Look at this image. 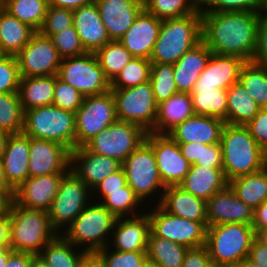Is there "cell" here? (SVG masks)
<instances>
[{
	"label": "cell",
	"mask_w": 267,
	"mask_h": 267,
	"mask_svg": "<svg viewBox=\"0 0 267 267\" xmlns=\"http://www.w3.org/2000/svg\"><path fill=\"white\" fill-rule=\"evenodd\" d=\"M202 41L213 54L237 56L252 61L256 48L257 27L262 13L201 12Z\"/></svg>",
	"instance_id": "obj_1"
},
{
	"label": "cell",
	"mask_w": 267,
	"mask_h": 267,
	"mask_svg": "<svg viewBox=\"0 0 267 267\" xmlns=\"http://www.w3.org/2000/svg\"><path fill=\"white\" fill-rule=\"evenodd\" d=\"M202 41V13L162 20L159 36L154 44L152 64H175L186 52Z\"/></svg>",
	"instance_id": "obj_2"
},
{
	"label": "cell",
	"mask_w": 267,
	"mask_h": 267,
	"mask_svg": "<svg viewBox=\"0 0 267 267\" xmlns=\"http://www.w3.org/2000/svg\"><path fill=\"white\" fill-rule=\"evenodd\" d=\"M10 248L16 252L39 255L58 232L51 226L48 211L30 209L14 200L9 209Z\"/></svg>",
	"instance_id": "obj_3"
},
{
	"label": "cell",
	"mask_w": 267,
	"mask_h": 267,
	"mask_svg": "<svg viewBox=\"0 0 267 267\" xmlns=\"http://www.w3.org/2000/svg\"><path fill=\"white\" fill-rule=\"evenodd\" d=\"M220 144L223 171L228 182L263 169L265 152L246 126L225 124Z\"/></svg>",
	"instance_id": "obj_4"
},
{
	"label": "cell",
	"mask_w": 267,
	"mask_h": 267,
	"mask_svg": "<svg viewBox=\"0 0 267 267\" xmlns=\"http://www.w3.org/2000/svg\"><path fill=\"white\" fill-rule=\"evenodd\" d=\"M116 219L101 203L92 201L61 234L87 253L98 252L109 246Z\"/></svg>",
	"instance_id": "obj_5"
},
{
	"label": "cell",
	"mask_w": 267,
	"mask_h": 267,
	"mask_svg": "<svg viewBox=\"0 0 267 267\" xmlns=\"http://www.w3.org/2000/svg\"><path fill=\"white\" fill-rule=\"evenodd\" d=\"M254 239L252 225L218 224L207 226L205 247L216 267H230L249 256Z\"/></svg>",
	"instance_id": "obj_6"
},
{
	"label": "cell",
	"mask_w": 267,
	"mask_h": 267,
	"mask_svg": "<svg viewBox=\"0 0 267 267\" xmlns=\"http://www.w3.org/2000/svg\"><path fill=\"white\" fill-rule=\"evenodd\" d=\"M75 113L51 105L36 107L25 111L22 133L26 136L52 140L75 148Z\"/></svg>",
	"instance_id": "obj_7"
},
{
	"label": "cell",
	"mask_w": 267,
	"mask_h": 267,
	"mask_svg": "<svg viewBox=\"0 0 267 267\" xmlns=\"http://www.w3.org/2000/svg\"><path fill=\"white\" fill-rule=\"evenodd\" d=\"M122 168L126 175L127 184L144 205L146 198L152 202L150 198H154L156 194V198L158 196L159 198L155 201L160 204L166 187L159 176L153 149L145 140L122 162Z\"/></svg>",
	"instance_id": "obj_8"
},
{
	"label": "cell",
	"mask_w": 267,
	"mask_h": 267,
	"mask_svg": "<svg viewBox=\"0 0 267 267\" xmlns=\"http://www.w3.org/2000/svg\"><path fill=\"white\" fill-rule=\"evenodd\" d=\"M91 192L92 190L72 169L63 176L58 193L48 210L51 226L58 234L63 233L75 218L92 202Z\"/></svg>",
	"instance_id": "obj_9"
},
{
	"label": "cell",
	"mask_w": 267,
	"mask_h": 267,
	"mask_svg": "<svg viewBox=\"0 0 267 267\" xmlns=\"http://www.w3.org/2000/svg\"><path fill=\"white\" fill-rule=\"evenodd\" d=\"M117 118L140 125L146 132L155 127L158 104L149 81L135 87L111 89Z\"/></svg>",
	"instance_id": "obj_10"
},
{
	"label": "cell",
	"mask_w": 267,
	"mask_h": 267,
	"mask_svg": "<svg viewBox=\"0 0 267 267\" xmlns=\"http://www.w3.org/2000/svg\"><path fill=\"white\" fill-rule=\"evenodd\" d=\"M57 76L84 97L111 90V83L100 67L95 53L86 52L79 56L63 58Z\"/></svg>",
	"instance_id": "obj_11"
},
{
	"label": "cell",
	"mask_w": 267,
	"mask_h": 267,
	"mask_svg": "<svg viewBox=\"0 0 267 267\" xmlns=\"http://www.w3.org/2000/svg\"><path fill=\"white\" fill-rule=\"evenodd\" d=\"M154 206V208H153ZM144 207L150 218V231L157 237L171 240L188 249L205 246L207 227L202 222L171 215L159 204ZM146 209V210H145Z\"/></svg>",
	"instance_id": "obj_12"
},
{
	"label": "cell",
	"mask_w": 267,
	"mask_h": 267,
	"mask_svg": "<svg viewBox=\"0 0 267 267\" xmlns=\"http://www.w3.org/2000/svg\"><path fill=\"white\" fill-rule=\"evenodd\" d=\"M115 101L111 90L86 96L75 112V147L85 146L104 128L117 121Z\"/></svg>",
	"instance_id": "obj_13"
},
{
	"label": "cell",
	"mask_w": 267,
	"mask_h": 267,
	"mask_svg": "<svg viewBox=\"0 0 267 267\" xmlns=\"http://www.w3.org/2000/svg\"><path fill=\"white\" fill-rule=\"evenodd\" d=\"M147 132L138 124L117 120L104 128L85 147L121 163L145 140Z\"/></svg>",
	"instance_id": "obj_14"
},
{
	"label": "cell",
	"mask_w": 267,
	"mask_h": 267,
	"mask_svg": "<svg viewBox=\"0 0 267 267\" xmlns=\"http://www.w3.org/2000/svg\"><path fill=\"white\" fill-rule=\"evenodd\" d=\"M20 77L57 75L62 58L50 37L35 32L16 55Z\"/></svg>",
	"instance_id": "obj_15"
},
{
	"label": "cell",
	"mask_w": 267,
	"mask_h": 267,
	"mask_svg": "<svg viewBox=\"0 0 267 267\" xmlns=\"http://www.w3.org/2000/svg\"><path fill=\"white\" fill-rule=\"evenodd\" d=\"M145 141L153 149L158 173L164 186H178L191 167L182 155L178 143L168 134L153 132H147Z\"/></svg>",
	"instance_id": "obj_16"
},
{
	"label": "cell",
	"mask_w": 267,
	"mask_h": 267,
	"mask_svg": "<svg viewBox=\"0 0 267 267\" xmlns=\"http://www.w3.org/2000/svg\"><path fill=\"white\" fill-rule=\"evenodd\" d=\"M71 151L59 142L30 137L29 177L67 173Z\"/></svg>",
	"instance_id": "obj_17"
},
{
	"label": "cell",
	"mask_w": 267,
	"mask_h": 267,
	"mask_svg": "<svg viewBox=\"0 0 267 267\" xmlns=\"http://www.w3.org/2000/svg\"><path fill=\"white\" fill-rule=\"evenodd\" d=\"M253 218L254 209L240 200L229 185L206 202L208 226L226 223L252 225Z\"/></svg>",
	"instance_id": "obj_18"
},
{
	"label": "cell",
	"mask_w": 267,
	"mask_h": 267,
	"mask_svg": "<svg viewBox=\"0 0 267 267\" xmlns=\"http://www.w3.org/2000/svg\"><path fill=\"white\" fill-rule=\"evenodd\" d=\"M110 40L119 41L144 9L140 0H94Z\"/></svg>",
	"instance_id": "obj_19"
},
{
	"label": "cell",
	"mask_w": 267,
	"mask_h": 267,
	"mask_svg": "<svg viewBox=\"0 0 267 267\" xmlns=\"http://www.w3.org/2000/svg\"><path fill=\"white\" fill-rule=\"evenodd\" d=\"M121 167L120 161L91 152L85 146L71 151L70 168L91 190Z\"/></svg>",
	"instance_id": "obj_20"
},
{
	"label": "cell",
	"mask_w": 267,
	"mask_h": 267,
	"mask_svg": "<svg viewBox=\"0 0 267 267\" xmlns=\"http://www.w3.org/2000/svg\"><path fill=\"white\" fill-rule=\"evenodd\" d=\"M245 62L237 56L212 53L193 90L229 89L238 83Z\"/></svg>",
	"instance_id": "obj_21"
},
{
	"label": "cell",
	"mask_w": 267,
	"mask_h": 267,
	"mask_svg": "<svg viewBox=\"0 0 267 267\" xmlns=\"http://www.w3.org/2000/svg\"><path fill=\"white\" fill-rule=\"evenodd\" d=\"M65 174L54 173L40 177H29L15 189L13 200L25 208L48 211Z\"/></svg>",
	"instance_id": "obj_22"
},
{
	"label": "cell",
	"mask_w": 267,
	"mask_h": 267,
	"mask_svg": "<svg viewBox=\"0 0 267 267\" xmlns=\"http://www.w3.org/2000/svg\"><path fill=\"white\" fill-rule=\"evenodd\" d=\"M150 233L148 213L116 219L109 247L120 252L146 251ZM111 245V246H110Z\"/></svg>",
	"instance_id": "obj_23"
},
{
	"label": "cell",
	"mask_w": 267,
	"mask_h": 267,
	"mask_svg": "<svg viewBox=\"0 0 267 267\" xmlns=\"http://www.w3.org/2000/svg\"><path fill=\"white\" fill-rule=\"evenodd\" d=\"M162 20L143 9L119 42L135 58L150 59Z\"/></svg>",
	"instance_id": "obj_24"
},
{
	"label": "cell",
	"mask_w": 267,
	"mask_h": 267,
	"mask_svg": "<svg viewBox=\"0 0 267 267\" xmlns=\"http://www.w3.org/2000/svg\"><path fill=\"white\" fill-rule=\"evenodd\" d=\"M225 121L222 119L193 115L176 125L167 134L176 143L200 142L206 145L220 143Z\"/></svg>",
	"instance_id": "obj_25"
},
{
	"label": "cell",
	"mask_w": 267,
	"mask_h": 267,
	"mask_svg": "<svg viewBox=\"0 0 267 267\" xmlns=\"http://www.w3.org/2000/svg\"><path fill=\"white\" fill-rule=\"evenodd\" d=\"M73 26L86 52L95 53L111 41L95 2L73 10Z\"/></svg>",
	"instance_id": "obj_26"
},
{
	"label": "cell",
	"mask_w": 267,
	"mask_h": 267,
	"mask_svg": "<svg viewBox=\"0 0 267 267\" xmlns=\"http://www.w3.org/2000/svg\"><path fill=\"white\" fill-rule=\"evenodd\" d=\"M29 149V136L23 133L10 134L0 160L6 178L14 189L29 178Z\"/></svg>",
	"instance_id": "obj_27"
},
{
	"label": "cell",
	"mask_w": 267,
	"mask_h": 267,
	"mask_svg": "<svg viewBox=\"0 0 267 267\" xmlns=\"http://www.w3.org/2000/svg\"><path fill=\"white\" fill-rule=\"evenodd\" d=\"M211 54L212 52L207 45L201 41L173 64L174 79L178 93H192Z\"/></svg>",
	"instance_id": "obj_28"
},
{
	"label": "cell",
	"mask_w": 267,
	"mask_h": 267,
	"mask_svg": "<svg viewBox=\"0 0 267 267\" xmlns=\"http://www.w3.org/2000/svg\"><path fill=\"white\" fill-rule=\"evenodd\" d=\"M228 185L229 182L223 169L193 164L178 186L207 202L215 193L225 189Z\"/></svg>",
	"instance_id": "obj_29"
},
{
	"label": "cell",
	"mask_w": 267,
	"mask_h": 267,
	"mask_svg": "<svg viewBox=\"0 0 267 267\" xmlns=\"http://www.w3.org/2000/svg\"><path fill=\"white\" fill-rule=\"evenodd\" d=\"M171 215L202 222L206 227V201L197 198L179 186H168L159 204Z\"/></svg>",
	"instance_id": "obj_30"
},
{
	"label": "cell",
	"mask_w": 267,
	"mask_h": 267,
	"mask_svg": "<svg viewBox=\"0 0 267 267\" xmlns=\"http://www.w3.org/2000/svg\"><path fill=\"white\" fill-rule=\"evenodd\" d=\"M193 115L195 112L190 94H174L158 105L155 127L150 132L167 134L176 125Z\"/></svg>",
	"instance_id": "obj_31"
},
{
	"label": "cell",
	"mask_w": 267,
	"mask_h": 267,
	"mask_svg": "<svg viewBox=\"0 0 267 267\" xmlns=\"http://www.w3.org/2000/svg\"><path fill=\"white\" fill-rule=\"evenodd\" d=\"M35 31L0 6V54L16 56Z\"/></svg>",
	"instance_id": "obj_32"
},
{
	"label": "cell",
	"mask_w": 267,
	"mask_h": 267,
	"mask_svg": "<svg viewBox=\"0 0 267 267\" xmlns=\"http://www.w3.org/2000/svg\"><path fill=\"white\" fill-rule=\"evenodd\" d=\"M55 75L20 78L18 95L26 110L51 105L54 98Z\"/></svg>",
	"instance_id": "obj_33"
},
{
	"label": "cell",
	"mask_w": 267,
	"mask_h": 267,
	"mask_svg": "<svg viewBox=\"0 0 267 267\" xmlns=\"http://www.w3.org/2000/svg\"><path fill=\"white\" fill-rule=\"evenodd\" d=\"M261 107L238 82L227 89V124H248Z\"/></svg>",
	"instance_id": "obj_34"
},
{
	"label": "cell",
	"mask_w": 267,
	"mask_h": 267,
	"mask_svg": "<svg viewBox=\"0 0 267 267\" xmlns=\"http://www.w3.org/2000/svg\"><path fill=\"white\" fill-rule=\"evenodd\" d=\"M76 248L62 234H58L41 250L39 256L48 267H78L87 252Z\"/></svg>",
	"instance_id": "obj_35"
},
{
	"label": "cell",
	"mask_w": 267,
	"mask_h": 267,
	"mask_svg": "<svg viewBox=\"0 0 267 267\" xmlns=\"http://www.w3.org/2000/svg\"><path fill=\"white\" fill-rule=\"evenodd\" d=\"M237 197L253 209L267 200V175L264 170L229 181Z\"/></svg>",
	"instance_id": "obj_36"
},
{
	"label": "cell",
	"mask_w": 267,
	"mask_h": 267,
	"mask_svg": "<svg viewBox=\"0 0 267 267\" xmlns=\"http://www.w3.org/2000/svg\"><path fill=\"white\" fill-rule=\"evenodd\" d=\"M188 248L171 240L157 237L151 231L148 235L146 254L160 267H182Z\"/></svg>",
	"instance_id": "obj_37"
},
{
	"label": "cell",
	"mask_w": 267,
	"mask_h": 267,
	"mask_svg": "<svg viewBox=\"0 0 267 267\" xmlns=\"http://www.w3.org/2000/svg\"><path fill=\"white\" fill-rule=\"evenodd\" d=\"M195 115L212 116L227 124V90H193L190 94Z\"/></svg>",
	"instance_id": "obj_38"
},
{
	"label": "cell",
	"mask_w": 267,
	"mask_h": 267,
	"mask_svg": "<svg viewBox=\"0 0 267 267\" xmlns=\"http://www.w3.org/2000/svg\"><path fill=\"white\" fill-rule=\"evenodd\" d=\"M2 7L19 21L38 32L46 16L48 0H6Z\"/></svg>",
	"instance_id": "obj_39"
},
{
	"label": "cell",
	"mask_w": 267,
	"mask_h": 267,
	"mask_svg": "<svg viewBox=\"0 0 267 267\" xmlns=\"http://www.w3.org/2000/svg\"><path fill=\"white\" fill-rule=\"evenodd\" d=\"M238 82L261 108H267V67L246 61Z\"/></svg>",
	"instance_id": "obj_40"
},
{
	"label": "cell",
	"mask_w": 267,
	"mask_h": 267,
	"mask_svg": "<svg viewBox=\"0 0 267 267\" xmlns=\"http://www.w3.org/2000/svg\"><path fill=\"white\" fill-rule=\"evenodd\" d=\"M95 55L110 83L134 58L119 41L113 40L98 49Z\"/></svg>",
	"instance_id": "obj_41"
},
{
	"label": "cell",
	"mask_w": 267,
	"mask_h": 267,
	"mask_svg": "<svg viewBox=\"0 0 267 267\" xmlns=\"http://www.w3.org/2000/svg\"><path fill=\"white\" fill-rule=\"evenodd\" d=\"M144 9L157 19L179 18L195 13L200 0H145Z\"/></svg>",
	"instance_id": "obj_42"
},
{
	"label": "cell",
	"mask_w": 267,
	"mask_h": 267,
	"mask_svg": "<svg viewBox=\"0 0 267 267\" xmlns=\"http://www.w3.org/2000/svg\"><path fill=\"white\" fill-rule=\"evenodd\" d=\"M116 218L134 217L141 215L143 203L136 196L134 190L127 184L116 192H108V196L101 202ZM142 204V205H141Z\"/></svg>",
	"instance_id": "obj_43"
},
{
	"label": "cell",
	"mask_w": 267,
	"mask_h": 267,
	"mask_svg": "<svg viewBox=\"0 0 267 267\" xmlns=\"http://www.w3.org/2000/svg\"><path fill=\"white\" fill-rule=\"evenodd\" d=\"M24 114L18 93H0V129L10 134L22 133Z\"/></svg>",
	"instance_id": "obj_44"
},
{
	"label": "cell",
	"mask_w": 267,
	"mask_h": 267,
	"mask_svg": "<svg viewBox=\"0 0 267 267\" xmlns=\"http://www.w3.org/2000/svg\"><path fill=\"white\" fill-rule=\"evenodd\" d=\"M149 82L158 105L178 93L174 79L173 64H152Z\"/></svg>",
	"instance_id": "obj_45"
},
{
	"label": "cell",
	"mask_w": 267,
	"mask_h": 267,
	"mask_svg": "<svg viewBox=\"0 0 267 267\" xmlns=\"http://www.w3.org/2000/svg\"><path fill=\"white\" fill-rule=\"evenodd\" d=\"M150 60L133 58L111 82V89L135 87L150 80Z\"/></svg>",
	"instance_id": "obj_46"
},
{
	"label": "cell",
	"mask_w": 267,
	"mask_h": 267,
	"mask_svg": "<svg viewBox=\"0 0 267 267\" xmlns=\"http://www.w3.org/2000/svg\"><path fill=\"white\" fill-rule=\"evenodd\" d=\"M201 12L248 11L263 13V0H200Z\"/></svg>",
	"instance_id": "obj_47"
},
{
	"label": "cell",
	"mask_w": 267,
	"mask_h": 267,
	"mask_svg": "<svg viewBox=\"0 0 267 267\" xmlns=\"http://www.w3.org/2000/svg\"><path fill=\"white\" fill-rule=\"evenodd\" d=\"M73 25V11L64 8L48 6L43 24L39 33L46 37H51Z\"/></svg>",
	"instance_id": "obj_48"
},
{
	"label": "cell",
	"mask_w": 267,
	"mask_h": 267,
	"mask_svg": "<svg viewBox=\"0 0 267 267\" xmlns=\"http://www.w3.org/2000/svg\"><path fill=\"white\" fill-rule=\"evenodd\" d=\"M50 38L62 59L86 53L79 34L73 25L57 34H53Z\"/></svg>",
	"instance_id": "obj_49"
},
{
	"label": "cell",
	"mask_w": 267,
	"mask_h": 267,
	"mask_svg": "<svg viewBox=\"0 0 267 267\" xmlns=\"http://www.w3.org/2000/svg\"><path fill=\"white\" fill-rule=\"evenodd\" d=\"M84 96L74 87L55 75L53 105L63 110L76 112L81 106Z\"/></svg>",
	"instance_id": "obj_50"
},
{
	"label": "cell",
	"mask_w": 267,
	"mask_h": 267,
	"mask_svg": "<svg viewBox=\"0 0 267 267\" xmlns=\"http://www.w3.org/2000/svg\"><path fill=\"white\" fill-rule=\"evenodd\" d=\"M20 78L16 56L0 54V93H18Z\"/></svg>",
	"instance_id": "obj_51"
},
{
	"label": "cell",
	"mask_w": 267,
	"mask_h": 267,
	"mask_svg": "<svg viewBox=\"0 0 267 267\" xmlns=\"http://www.w3.org/2000/svg\"><path fill=\"white\" fill-rule=\"evenodd\" d=\"M97 253L105 262L106 267H141L147 257L146 251L120 252L110 249L109 246Z\"/></svg>",
	"instance_id": "obj_52"
},
{
	"label": "cell",
	"mask_w": 267,
	"mask_h": 267,
	"mask_svg": "<svg viewBox=\"0 0 267 267\" xmlns=\"http://www.w3.org/2000/svg\"><path fill=\"white\" fill-rule=\"evenodd\" d=\"M126 185V175L124 169L121 167L118 171L112 173L111 175H108L104 180H102L92 189L93 194L91 193V196L93 195L94 199L92 201H97V203H101L108 196V192L119 191L120 188ZM95 192L98 195V197L97 195H95V197L98 198L97 200L94 197Z\"/></svg>",
	"instance_id": "obj_53"
},
{
	"label": "cell",
	"mask_w": 267,
	"mask_h": 267,
	"mask_svg": "<svg viewBox=\"0 0 267 267\" xmlns=\"http://www.w3.org/2000/svg\"><path fill=\"white\" fill-rule=\"evenodd\" d=\"M245 126L261 149L267 152V108H261L257 115Z\"/></svg>",
	"instance_id": "obj_54"
},
{
	"label": "cell",
	"mask_w": 267,
	"mask_h": 267,
	"mask_svg": "<svg viewBox=\"0 0 267 267\" xmlns=\"http://www.w3.org/2000/svg\"><path fill=\"white\" fill-rule=\"evenodd\" d=\"M252 62L267 67V18L263 15L257 27L256 48Z\"/></svg>",
	"instance_id": "obj_55"
},
{
	"label": "cell",
	"mask_w": 267,
	"mask_h": 267,
	"mask_svg": "<svg viewBox=\"0 0 267 267\" xmlns=\"http://www.w3.org/2000/svg\"><path fill=\"white\" fill-rule=\"evenodd\" d=\"M182 267H216L205 246L188 249Z\"/></svg>",
	"instance_id": "obj_56"
},
{
	"label": "cell",
	"mask_w": 267,
	"mask_h": 267,
	"mask_svg": "<svg viewBox=\"0 0 267 267\" xmlns=\"http://www.w3.org/2000/svg\"><path fill=\"white\" fill-rule=\"evenodd\" d=\"M194 165H201L208 168L223 169L221 144H203L202 162H196Z\"/></svg>",
	"instance_id": "obj_57"
},
{
	"label": "cell",
	"mask_w": 267,
	"mask_h": 267,
	"mask_svg": "<svg viewBox=\"0 0 267 267\" xmlns=\"http://www.w3.org/2000/svg\"><path fill=\"white\" fill-rule=\"evenodd\" d=\"M182 155L191 164L196 162H202L203 154V143L189 142V143H178Z\"/></svg>",
	"instance_id": "obj_58"
},
{
	"label": "cell",
	"mask_w": 267,
	"mask_h": 267,
	"mask_svg": "<svg viewBox=\"0 0 267 267\" xmlns=\"http://www.w3.org/2000/svg\"><path fill=\"white\" fill-rule=\"evenodd\" d=\"M248 258L262 267H267V247L254 239Z\"/></svg>",
	"instance_id": "obj_59"
},
{
	"label": "cell",
	"mask_w": 267,
	"mask_h": 267,
	"mask_svg": "<svg viewBox=\"0 0 267 267\" xmlns=\"http://www.w3.org/2000/svg\"><path fill=\"white\" fill-rule=\"evenodd\" d=\"M35 255L24 252H16L10 248V257L5 267H30L31 259Z\"/></svg>",
	"instance_id": "obj_60"
},
{
	"label": "cell",
	"mask_w": 267,
	"mask_h": 267,
	"mask_svg": "<svg viewBox=\"0 0 267 267\" xmlns=\"http://www.w3.org/2000/svg\"><path fill=\"white\" fill-rule=\"evenodd\" d=\"M9 230V212H6L0 215V249L10 248Z\"/></svg>",
	"instance_id": "obj_61"
},
{
	"label": "cell",
	"mask_w": 267,
	"mask_h": 267,
	"mask_svg": "<svg viewBox=\"0 0 267 267\" xmlns=\"http://www.w3.org/2000/svg\"><path fill=\"white\" fill-rule=\"evenodd\" d=\"M252 227L254 230L267 227V200L254 209Z\"/></svg>",
	"instance_id": "obj_62"
},
{
	"label": "cell",
	"mask_w": 267,
	"mask_h": 267,
	"mask_svg": "<svg viewBox=\"0 0 267 267\" xmlns=\"http://www.w3.org/2000/svg\"><path fill=\"white\" fill-rule=\"evenodd\" d=\"M94 0H48V6L75 10L81 6L91 4Z\"/></svg>",
	"instance_id": "obj_63"
},
{
	"label": "cell",
	"mask_w": 267,
	"mask_h": 267,
	"mask_svg": "<svg viewBox=\"0 0 267 267\" xmlns=\"http://www.w3.org/2000/svg\"><path fill=\"white\" fill-rule=\"evenodd\" d=\"M78 267H106L105 262L97 252L86 253Z\"/></svg>",
	"instance_id": "obj_64"
},
{
	"label": "cell",
	"mask_w": 267,
	"mask_h": 267,
	"mask_svg": "<svg viewBox=\"0 0 267 267\" xmlns=\"http://www.w3.org/2000/svg\"><path fill=\"white\" fill-rule=\"evenodd\" d=\"M13 198L3 189H0V215L9 212Z\"/></svg>",
	"instance_id": "obj_65"
},
{
	"label": "cell",
	"mask_w": 267,
	"mask_h": 267,
	"mask_svg": "<svg viewBox=\"0 0 267 267\" xmlns=\"http://www.w3.org/2000/svg\"><path fill=\"white\" fill-rule=\"evenodd\" d=\"M0 189L5 190L12 198L15 195V189L9 184L6 175H5V171L2 167V163L0 160Z\"/></svg>",
	"instance_id": "obj_66"
},
{
	"label": "cell",
	"mask_w": 267,
	"mask_h": 267,
	"mask_svg": "<svg viewBox=\"0 0 267 267\" xmlns=\"http://www.w3.org/2000/svg\"><path fill=\"white\" fill-rule=\"evenodd\" d=\"M255 231V239L267 247V227Z\"/></svg>",
	"instance_id": "obj_67"
},
{
	"label": "cell",
	"mask_w": 267,
	"mask_h": 267,
	"mask_svg": "<svg viewBox=\"0 0 267 267\" xmlns=\"http://www.w3.org/2000/svg\"><path fill=\"white\" fill-rule=\"evenodd\" d=\"M10 136V133L7 131L0 129V159L3 156V153L5 151L7 140Z\"/></svg>",
	"instance_id": "obj_68"
},
{
	"label": "cell",
	"mask_w": 267,
	"mask_h": 267,
	"mask_svg": "<svg viewBox=\"0 0 267 267\" xmlns=\"http://www.w3.org/2000/svg\"><path fill=\"white\" fill-rule=\"evenodd\" d=\"M230 267H262V266L254 263L247 257Z\"/></svg>",
	"instance_id": "obj_69"
},
{
	"label": "cell",
	"mask_w": 267,
	"mask_h": 267,
	"mask_svg": "<svg viewBox=\"0 0 267 267\" xmlns=\"http://www.w3.org/2000/svg\"><path fill=\"white\" fill-rule=\"evenodd\" d=\"M10 257V248L0 249V267H5Z\"/></svg>",
	"instance_id": "obj_70"
},
{
	"label": "cell",
	"mask_w": 267,
	"mask_h": 267,
	"mask_svg": "<svg viewBox=\"0 0 267 267\" xmlns=\"http://www.w3.org/2000/svg\"><path fill=\"white\" fill-rule=\"evenodd\" d=\"M30 267H48V266L46 262L39 255H35L31 259Z\"/></svg>",
	"instance_id": "obj_71"
},
{
	"label": "cell",
	"mask_w": 267,
	"mask_h": 267,
	"mask_svg": "<svg viewBox=\"0 0 267 267\" xmlns=\"http://www.w3.org/2000/svg\"><path fill=\"white\" fill-rule=\"evenodd\" d=\"M141 267H160L154 260L146 257L141 264Z\"/></svg>",
	"instance_id": "obj_72"
},
{
	"label": "cell",
	"mask_w": 267,
	"mask_h": 267,
	"mask_svg": "<svg viewBox=\"0 0 267 267\" xmlns=\"http://www.w3.org/2000/svg\"><path fill=\"white\" fill-rule=\"evenodd\" d=\"M263 170L267 175V152L264 153V159H263Z\"/></svg>",
	"instance_id": "obj_73"
},
{
	"label": "cell",
	"mask_w": 267,
	"mask_h": 267,
	"mask_svg": "<svg viewBox=\"0 0 267 267\" xmlns=\"http://www.w3.org/2000/svg\"><path fill=\"white\" fill-rule=\"evenodd\" d=\"M263 16L267 18V0H263Z\"/></svg>",
	"instance_id": "obj_74"
},
{
	"label": "cell",
	"mask_w": 267,
	"mask_h": 267,
	"mask_svg": "<svg viewBox=\"0 0 267 267\" xmlns=\"http://www.w3.org/2000/svg\"><path fill=\"white\" fill-rule=\"evenodd\" d=\"M5 2L6 0H0V6H2Z\"/></svg>",
	"instance_id": "obj_75"
}]
</instances>
